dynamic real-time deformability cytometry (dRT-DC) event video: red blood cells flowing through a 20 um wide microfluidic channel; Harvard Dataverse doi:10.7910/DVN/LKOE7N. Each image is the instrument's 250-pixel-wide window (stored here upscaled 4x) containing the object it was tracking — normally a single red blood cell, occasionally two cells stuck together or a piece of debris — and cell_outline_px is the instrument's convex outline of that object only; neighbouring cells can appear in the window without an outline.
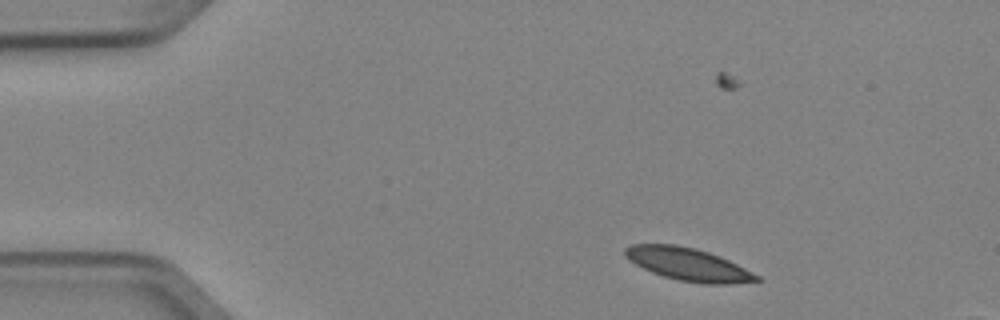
{"species": "Egyptian fruit bat (a non-hibernating species)", "species_latin": "Rousettus aegyptiacus", "temperature_condition": "cold", "stored_images_in_passage": 5, "segment_of_instrument_passage": [1, 2], "camera_frame_rate_fps": 3000, "um_per_image_px": 0.085, "animal": {"sex": "female"}, "frame": {"image": 1, "passage_image": 2, "time_ms": 0.333, "image_size_px": [1000, 320], "cell_outline_px": [[764, 280], [728, 284], [700, 284], [676, 280], [652, 272], [628, 260], [624, 256], [624, 248], [632, 244], [676, 244], [696, 248], [720, 256], [760, 276]], "centroid_in_image_um": [58.48, 22.47], "position_along_channel_um": 26.5, "area_um2": 25.2}}